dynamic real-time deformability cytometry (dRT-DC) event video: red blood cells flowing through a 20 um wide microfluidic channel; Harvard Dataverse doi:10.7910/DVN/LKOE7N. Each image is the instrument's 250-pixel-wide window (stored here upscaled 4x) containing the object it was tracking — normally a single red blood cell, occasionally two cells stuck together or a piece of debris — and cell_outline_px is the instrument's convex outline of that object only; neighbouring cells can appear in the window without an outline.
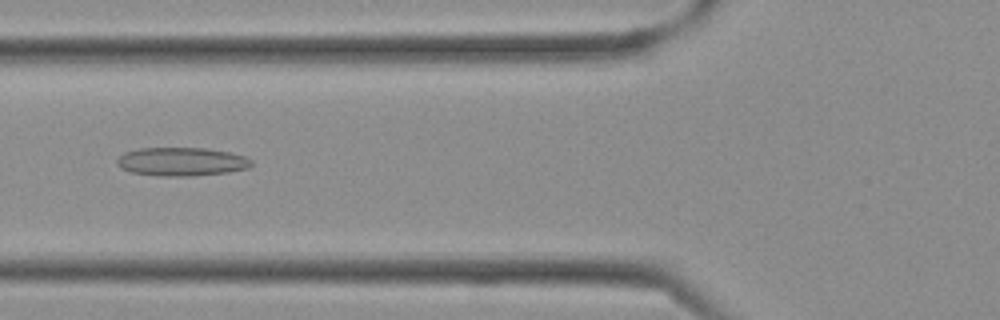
{"species": "Egyptian fruit bat (a non-hibernating species)", "species_latin": "Rousettus aegyptiacus", "temperature_condition": "cold", "stored_images_in_passage": 35, "camera_frame_rate_fps": 3000, "um_per_image_px": 0.085, "frame": {"image": 1, "passage_image": 12, "time_ms": 3.667, "image_size_px": [1000, 320], "cell_outline_px": [[252, 164], [248, 168], [228, 172], [192, 176], [160, 176], [132, 172], [120, 168], [116, 164], [116, 160], [124, 152], [140, 148], [208, 148], [228, 152], [244, 156], [252, 160]], "centroid_in_image_um": [15.42, 13.74], "position_along_channel_um": 110.4, "area_um2": 22.37}}
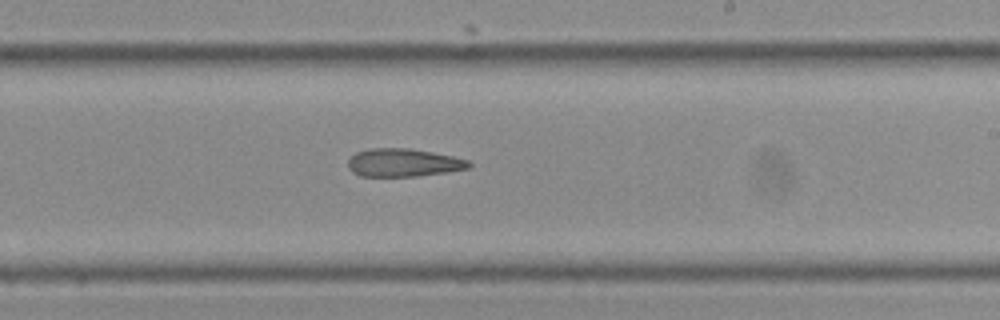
{"frame": {"image": 2, "passage_image": 20, "time_ms": 6.333, "image_size_px": [1000, 320], "cell_outline_px": [[472, 164], [468, 168], [448, 172], [416, 176], [360, 176], [352, 172], [348, 168], [348, 160], [356, 152], [368, 148], [408, 148], [432, 152], [452, 156], [468, 160]], "centroid_in_image_um": [34.26, 13.82], "position_along_channel_um": 254.7, "area_um2": 19.77}}
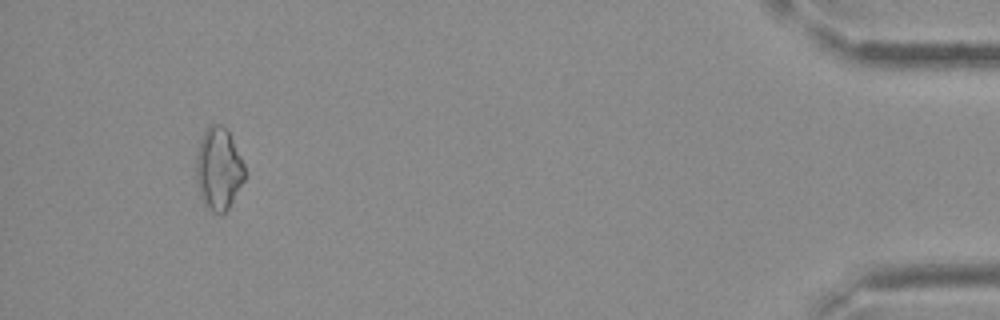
{"frame": {"image": 3, "passage_image": 33, "time_ms": 10.667, "image_size_px": [1000, 320], "cell_outline_px": [[248, 176], [228, 208], [224, 212], [212, 212], [204, 204], [200, 196], [196, 180], [196, 156], [200, 140], [208, 124], [220, 124], [228, 132], [244, 164]], "centroid_in_image_um": [18.59, 14.36], "position_along_channel_um": 416.6, "area_um2": 23.35}}